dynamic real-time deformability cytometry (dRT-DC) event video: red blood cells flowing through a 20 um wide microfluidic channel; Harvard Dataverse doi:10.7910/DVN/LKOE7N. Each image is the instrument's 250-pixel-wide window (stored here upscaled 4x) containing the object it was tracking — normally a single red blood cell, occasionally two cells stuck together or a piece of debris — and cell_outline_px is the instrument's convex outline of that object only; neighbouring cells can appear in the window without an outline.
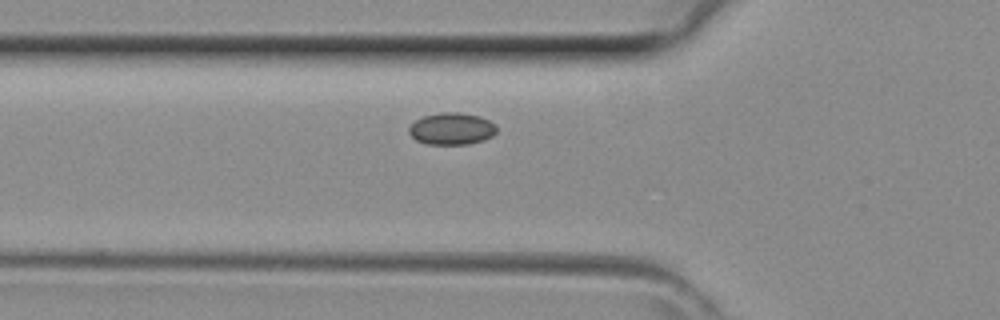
{"species": "common noctule bat (a hibernating species)", "species_latin": "Nyctalus noctula", "temperature_condition": "room temperature", "stored_images_in_passage": 26, "camera_frame_rate_fps": 3000, "um_per_image_px": 0.085, "animal": {"sex": "female", "body_mass_g": 29.2, "forearm_length_mm": 56.3}, "frame": {"image": 1, "passage_image": 5, "time_ms": 1.333, "image_size_px": [1000, 320], "cell_outline_px": [[496, 132], [492, 136], [484, 140], [468, 144], [428, 144], [416, 140], [408, 132], [408, 128], [416, 120], [424, 116], [440, 112], [460, 112], [480, 116], [496, 124]], "centroid_in_image_um": [38.41, 10.94], "position_along_channel_um": 87.4, "area_um2": 16.36}}
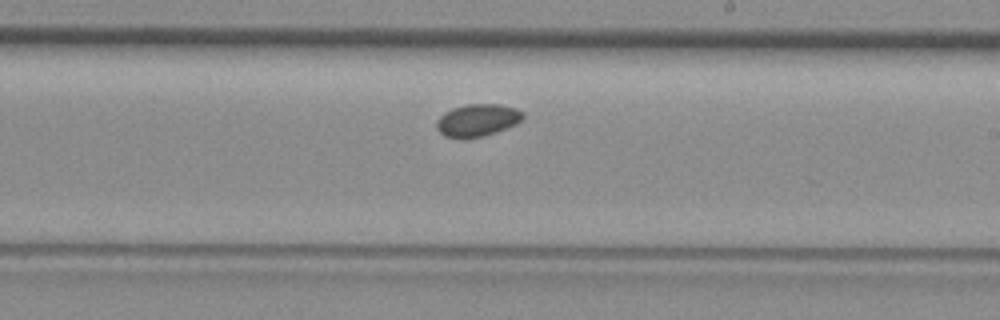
{"frame": {"image": 2, "passage_image": 15, "time_ms": 4.667, "image_size_px": [1000, 320], "cell_outline_px": [[524, 120], [516, 124], [496, 132], [484, 136], [460, 140], [444, 136], [436, 128], [436, 120], [444, 112], [452, 108], [468, 104], [500, 104], [516, 108], [524, 112]], "centroid_in_image_um": [40.58, 10.23], "position_along_channel_um": 248.4, "area_um2": 16.7}}
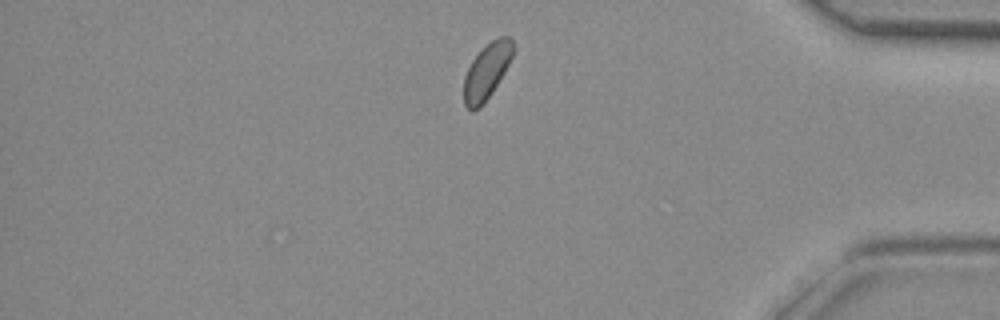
{"frame": {"image": 3, "passage_image": 26, "time_ms": 8.333, "image_size_px": [1000, 320], "cell_outline_px": [[516, 48], [504, 72], [492, 92], [472, 112], [464, 104], [464, 76], [472, 60], [492, 40], [500, 36], [512, 36]], "centroid_in_image_um": [41.4, 6.0], "position_along_channel_um": 393.8, "area_um2": 15.61}}